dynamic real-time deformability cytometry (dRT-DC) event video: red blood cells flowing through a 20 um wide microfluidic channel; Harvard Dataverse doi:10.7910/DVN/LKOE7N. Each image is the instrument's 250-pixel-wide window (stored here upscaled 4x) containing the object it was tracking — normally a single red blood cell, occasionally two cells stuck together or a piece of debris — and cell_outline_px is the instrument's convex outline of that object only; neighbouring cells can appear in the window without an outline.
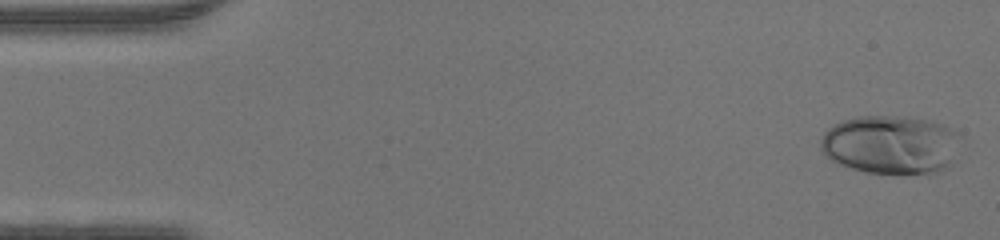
{"species": "human", "species_latin": "Homo sapiens", "temperature_condition": "warm", "stored_images_in_passage": 1, "camera_frame_rate_fps": 3000, "um_per_image_px": 0.085, "donor": {"sex": "male"}, "frame": {"image": 1, "passage_image": 1, "time_ms": 0.0, "image_size_px": [1000, 240], "cell_outline_px": [[960, 136], [952, 164], [948, 168], [940, 172], [900, 176], [864, 172], [840, 164], [832, 160], [820, 148], [820, 140], [824, 132], [828, 128], [844, 120], [856, 116], [900, 116], [928, 120], [944, 124], [960, 132]], "centroid_in_image_um": [75.76, 12.32], "position_along_channel_um": 9.2, "area_um2": 48.78}}